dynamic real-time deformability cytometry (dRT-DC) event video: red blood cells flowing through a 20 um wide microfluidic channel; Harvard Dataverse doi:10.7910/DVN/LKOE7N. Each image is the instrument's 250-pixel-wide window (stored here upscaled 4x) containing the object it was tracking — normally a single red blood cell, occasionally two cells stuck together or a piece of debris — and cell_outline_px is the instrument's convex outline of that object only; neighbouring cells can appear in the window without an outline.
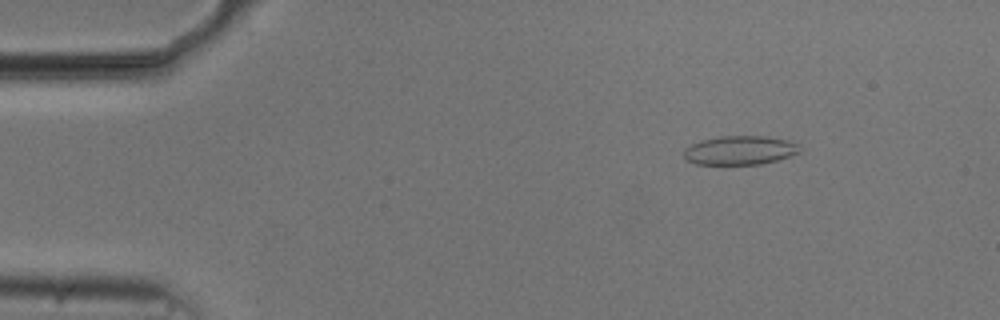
{"species": "common noctule bat (a hibernating species)", "species_latin": "Nyctalus noctula", "temperature_condition": "cold", "stored_images_in_passage": 52, "camera_frame_rate_fps": 3000, "um_per_image_px": 0.085, "animal": {"sex": "male", "body_mass_g": 20.5, "forearm_length_mm": 52.5}, "frame": {"image": 1, "passage_image": 6, "time_ms": 1.667, "image_size_px": [1000, 320], "cell_outline_px": [[800, 152], [776, 160], [760, 164], [696, 164], [688, 160], [684, 156], [684, 148], [700, 140], [720, 136], [768, 136], [788, 140], [800, 144]], "centroid_in_image_um": [62.9, 12.76], "position_along_channel_um": 22.1, "area_um2": 19.54}}
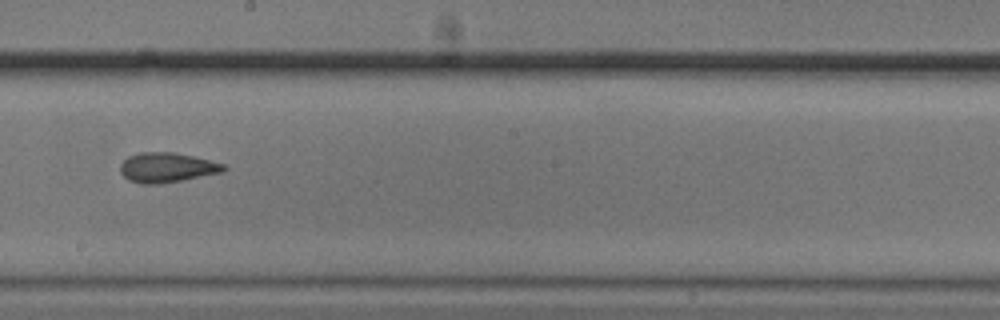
{"frame": {"image": 2, "passage_image": 29, "time_ms": 9.333, "image_size_px": [1000, 320], "cell_outline_px": [[228, 168], [224, 172], [180, 180], [156, 184], [140, 184], [128, 180], [120, 172], [120, 164], [128, 156], [140, 152], [176, 152], [224, 164]], "centroid_in_image_um": [14.17, 14.23], "position_along_channel_um": 234.0, "area_um2": 17.92}}
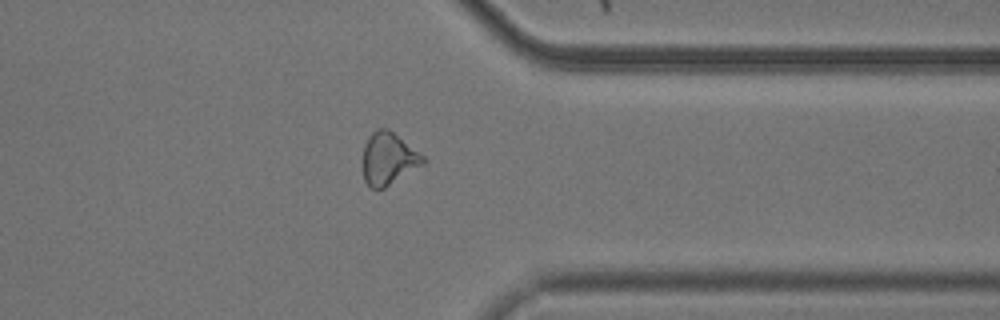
{"frame": {"image": 3, "passage_image": 41, "time_ms": 13.333, "image_size_px": [1000, 320], "cell_outline_px": [[428, 160], [424, 164], [384, 188], [372, 188], [364, 180], [360, 160], [364, 144], [368, 136], [376, 128], [388, 128], [424, 156]], "centroid_in_image_um": [32.97, 13.47], "position_along_channel_um": 378.4, "area_um2": 18.73}, "authors_computed_cell_mechanics": {"area_um2": 18.7272, "velocity_mm_per_s": 3.755, "shape_relaxation_time_tau1_ms": 7.7244, "shape_relaxation_time_tau2_ms": 3.3229, "deformation_change_tau1": 0.1188, "deformation_change_tau2": 0.1026}}